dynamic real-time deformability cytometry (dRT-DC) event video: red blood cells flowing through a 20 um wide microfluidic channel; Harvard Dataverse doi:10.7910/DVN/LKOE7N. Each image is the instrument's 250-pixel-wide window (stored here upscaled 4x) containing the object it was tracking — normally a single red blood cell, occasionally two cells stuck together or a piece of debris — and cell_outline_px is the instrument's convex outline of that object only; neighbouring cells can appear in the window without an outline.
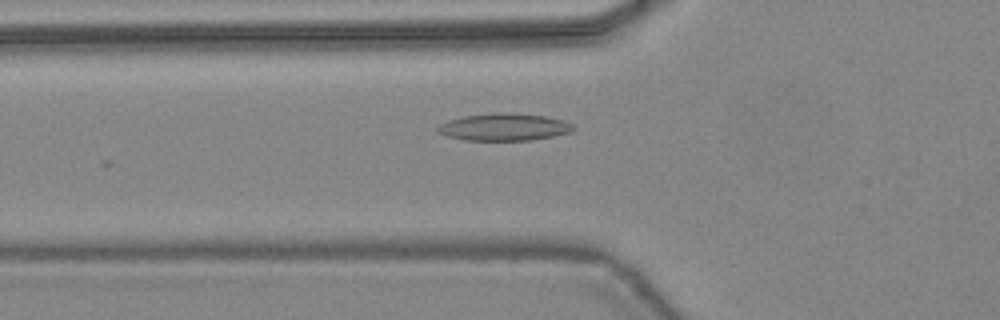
{"species": "common noctule bat (a hibernating species)", "species_latin": "Nyctalus noctula", "temperature_condition": "warm", "stored_images_in_passage": 11, "camera_frame_rate_fps": 3000, "um_per_image_px": 0.085, "animal": {"sex": "female", "body_mass_g": 24.6, "forearm_length_mm": 56.2}, "frame": {"image": 1, "passage_image": 2, "time_ms": 0.333, "image_size_px": [1000, 320], "cell_outline_px": [[576, 128], [572, 132], [532, 140], [464, 140], [448, 136], [440, 132], [436, 128], [440, 124], [448, 120], [464, 116], [500, 112], [544, 116], [560, 120], [572, 124]], "centroid_in_image_um": [42.85, 10.8], "position_along_channel_um": 82.9, "area_um2": 21.21}}
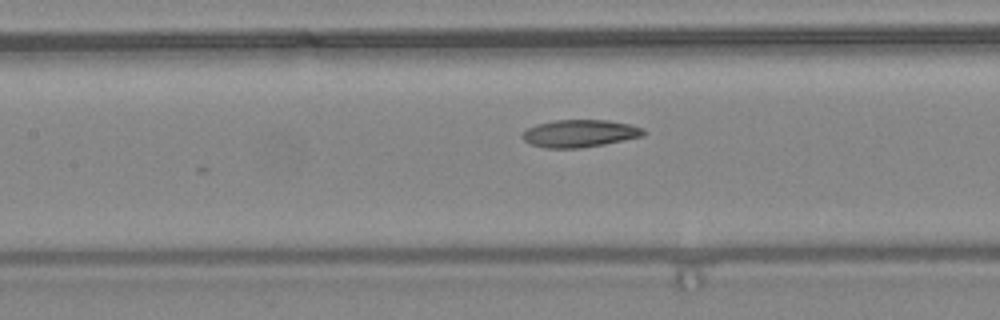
{"frame": {"image": 2, "passage_image": 7, "time_ms": 2.0, "image_size_px": [1000, 320], "cell_outline_px": [[644, 136], [604, 144], [580, 148], [544, 148], [532, 144], [524, 140], [520, 136], [528, 128], [536, 124], [556, 120], [608, 120], [628, 124], [644, 128]], "centroid_in_image_um": [49.27, 11.34], "position_along_channel_um": 158.1, "area_um2": 19.31}}
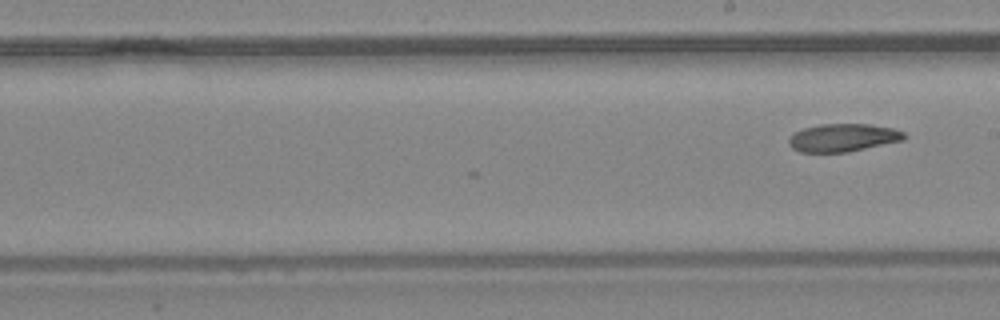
{"frame": {"image": 3, "passage_image": 11, "time_ms": 3.333, "image_size_px": [1000, 320], "cell_outline_px": [[908, 136], [904, 140], [848, 152], [800, 152], [792, 148], [788, 144], [788, 140], [796, 132], [804, 128], [820, 124], [868, 124], [892, 128], [904, 132]], "centroid_in_image_um": [71.68, 11.7], "position_along_channel_um": 217.3, "area_um2": 18.73}}